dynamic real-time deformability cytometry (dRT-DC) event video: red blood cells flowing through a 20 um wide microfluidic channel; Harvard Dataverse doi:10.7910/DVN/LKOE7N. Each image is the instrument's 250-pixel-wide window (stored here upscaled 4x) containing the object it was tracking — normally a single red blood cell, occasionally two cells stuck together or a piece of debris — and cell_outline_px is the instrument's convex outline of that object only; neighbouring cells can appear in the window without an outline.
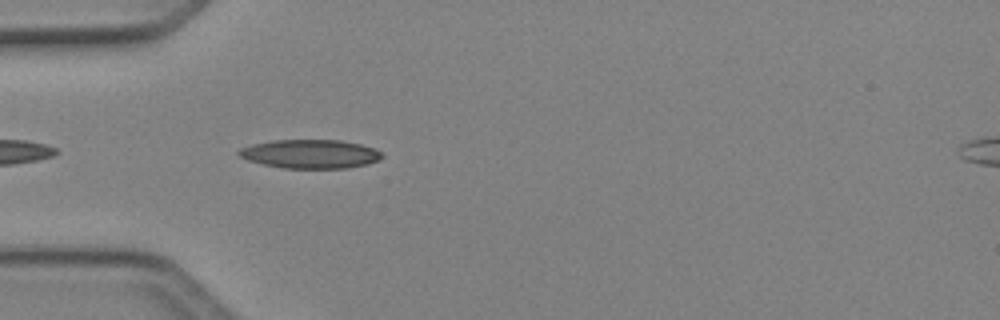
{"species": "Egyptian fruit bat (a non-hibernating species)", "species_latin": "Rousettus aegyptiacus", "temperature_condition": "cold", "stored_images_in_passage": 5, "camera_frame_rate_fps": 3000, "um_per_image_px": 0.085, "animal": {"sex": "female"}, "frame": {"image": 1, "passage_image": 2, "time_ms": 0.333, "image_size_px": [1000, 320], "cell_outline_px": [[384, 156], [380, 160], [368, 164], [348, 168], [284, 168], [264, 164], [248, 160], [240, 156], [236, 152], [240, 148], [252, 144], [272, 140], [340, 140], [360, 144], [376, 148]], "centroid_in_image_um": [26.4, 13.08], "position_along_channel_um": 58.6, "area_um2": 24.1}}